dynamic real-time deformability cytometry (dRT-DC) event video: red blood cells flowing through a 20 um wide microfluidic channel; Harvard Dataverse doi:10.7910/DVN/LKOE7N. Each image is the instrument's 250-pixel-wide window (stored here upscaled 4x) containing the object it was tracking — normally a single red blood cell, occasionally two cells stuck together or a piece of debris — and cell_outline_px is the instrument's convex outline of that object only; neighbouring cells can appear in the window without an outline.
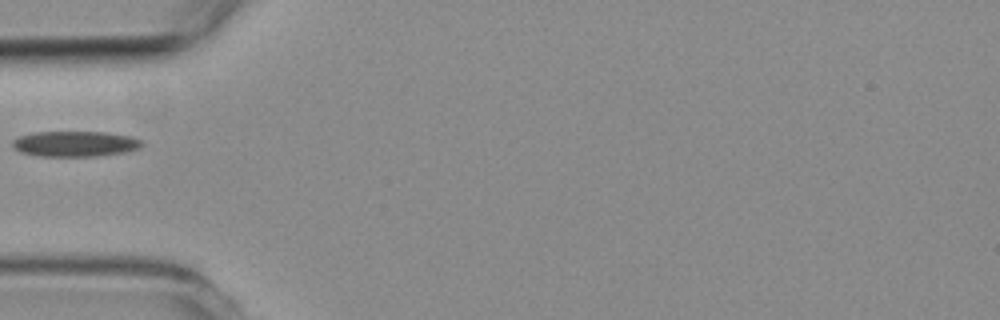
{"species": "common noctule bat (a hibernating species)", "species_latin": "Nyctalus noctula", "temperature_condition": "room temperature", "stored_images_in_passage": 1, "camera_frame_rate_fps": 3000, "um_per_image_px": 0.085, "animal": {"sex": "female", "body_mass_g": 19.3, "forearm_length_mm": 54.1}, "frame": {"image": 1, "passage_image": 1, "time_ms": 0.0, "image_size_px": [1000, 320], "cell_outline_px": [[144, 144], [140, 148], [128, 152], [96, 156], [40, 156], [20, 152], [12, 144], [12, 140], [20, 136], [36, 132], [104, 132], [128, 136], [144, 140]], "centroid_in_image_um": [6.44, 12.23], "position_along_channel_um": 78.6, "area_um2": 19.25}}